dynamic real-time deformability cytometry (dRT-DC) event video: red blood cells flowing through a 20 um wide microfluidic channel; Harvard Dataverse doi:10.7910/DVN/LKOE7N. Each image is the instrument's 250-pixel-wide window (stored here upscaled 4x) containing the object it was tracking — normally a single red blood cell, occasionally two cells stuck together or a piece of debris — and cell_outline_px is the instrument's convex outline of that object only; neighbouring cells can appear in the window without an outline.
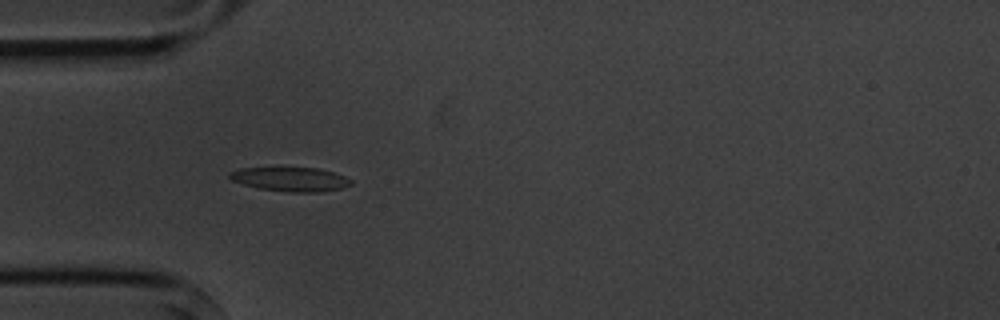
{"species": "common noctule bat (a hibernating species)", "species_latin": "Nyctalus noctula", "temperature_condition": "cold", "stored_images_in_passage": 4, "camera_frame_rate_fps": 3000, "um_per_image_px": 0.085, "animal": {"sex": "male", "body_mass_g": 20.1, "forearm_length_mm": 53.5}, "frame": {"image": 1, "passage_image": 3, "time_ms": 2.667, "image_size_px": [1000, 320], "cell_outline_px": [[352, 184], [340, 188], [320, 192], [292, 192], [260, 188], [244, 184], [232, 180], [228, 176], [228, 172], [240, 168], [284, 164], [316, 168], [332, 172], [344, 176], [352, 180]], "centroid_in_image_um": [24.63, 15.16], "position_along_channel_um": 60.4, "area_um2": 17.86}}
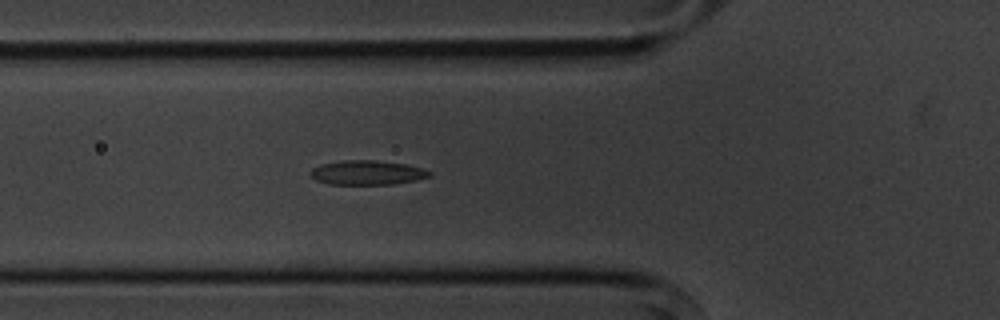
{"frame": {"image": 2, "passage_image": 4, "time_ms": 3.667, "image_size_px": [1000, 320], "cell_outline_px": [[432, 176], [416, 180], [392, 184], [328, 184], [316, 180], [308, 172], [312, 168], [320, 164], [344, 160], [376, 160], [404, 164], [424, 168], [432, 172]], "centroid_in_image_um": [31.21, 14.67], "position_along_channel_um": 94.6, "area_um2": 16.99}}